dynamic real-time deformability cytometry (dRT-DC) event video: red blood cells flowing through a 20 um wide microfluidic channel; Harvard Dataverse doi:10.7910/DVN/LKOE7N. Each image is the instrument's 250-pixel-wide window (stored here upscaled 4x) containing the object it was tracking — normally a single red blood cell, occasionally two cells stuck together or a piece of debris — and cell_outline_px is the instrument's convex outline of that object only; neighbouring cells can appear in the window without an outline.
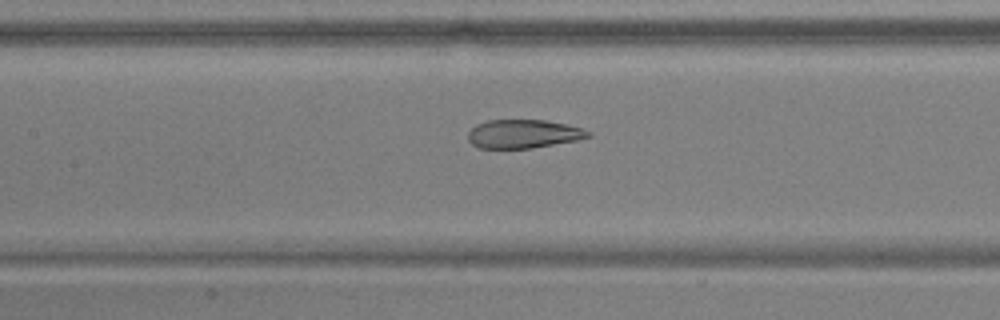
{"species": "common noctule bat (a hibernating species)", "species_latin": "Nyctalus noctula", "temperature_condition": "warm", "stored_images_in_passage": 53, "camera_frame_rate_fps": 3000, "um_per_image_px": 0.085, "animal": {"sex": "male", "body_mass_g": 17.9, "forearm_length_mm": 54.2}, "frame": {"image": 1, "passage_image": 25, "time_ms": 8.0, "image_size_px": [1000, 320], "cell_outline_px": [[592, 136], [576, 140], [532, 148], [480, 148], [472, 144], [468, 140], [468, 132], [476, 124], [488, 120], [544, 120], [564, 124], [580, 128], [592, 132]], "centroid_in_image_um": [44.47, 11.38], "position_along_channel_um": 162.9, "area_um2": 19.88}}
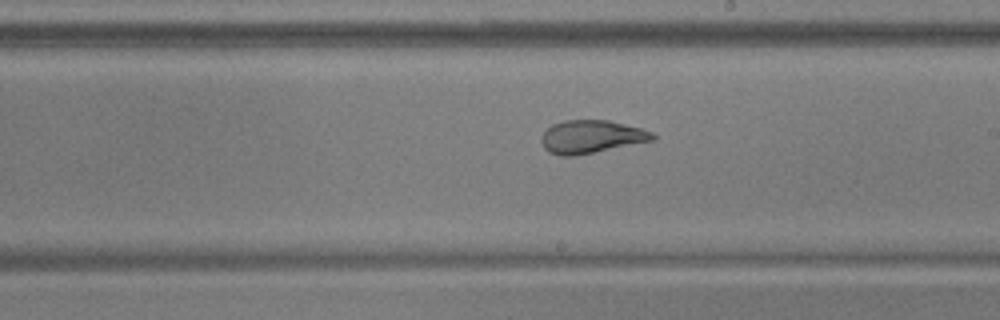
{"frame": {"image": 2, "passage_image": 31, "time_ms": 10.0, "image_size_px": [1000, 320], "cell_outline_px": [[656, 140], [572, 156], [560, 156], [548, 152], [544, 148], [540, 140], [540, 136], [552, 124], [564, 120], [608, 120], [640, 128], [652, 132], [656, 136]], "centroid_in_image_um": [50.24, 11.62], "position_along_channel_um": 238.8, "area_um2": 21.39}}
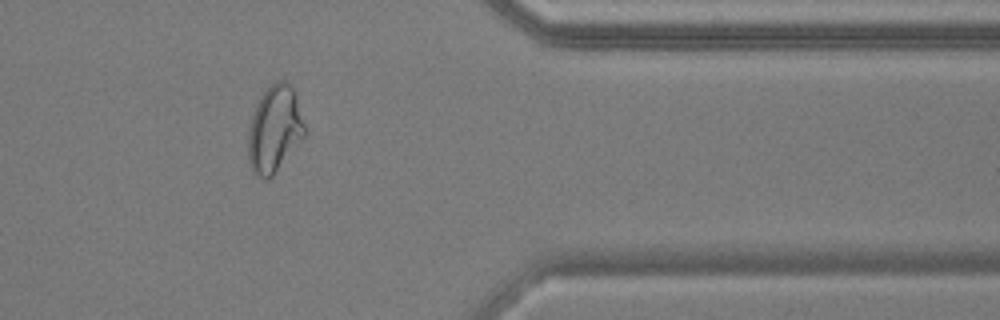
{"frame": {"image": 3, "passage_image": 44, "time_ms": 14.333, "image_size_px": [1000, 320], "cell_outline_px": [[304, 136], [272, 176], [268, 180], [260, 180], [252, 172], [248, 160], [248, 128], [256, 104], [264, 92], [276, 80], [284, 80], [292, 88], [296, 96], [304, 124]], "centroid_in_image_um": [23.29, 11.02], "position_along_channel_um": 388.1, "area_um2": 28.26}, "authors_computed_cell_mechanics": {"area_um2": 26.299, "velocity_mm_per_s": 3.8053, "shape_relaxation_time_tau1_ms": null, "shape_relaxation_time_tau2_ms": 1.1794, "deformation_change_tau1": null, "deformation_change_tau2": 0.0881}}